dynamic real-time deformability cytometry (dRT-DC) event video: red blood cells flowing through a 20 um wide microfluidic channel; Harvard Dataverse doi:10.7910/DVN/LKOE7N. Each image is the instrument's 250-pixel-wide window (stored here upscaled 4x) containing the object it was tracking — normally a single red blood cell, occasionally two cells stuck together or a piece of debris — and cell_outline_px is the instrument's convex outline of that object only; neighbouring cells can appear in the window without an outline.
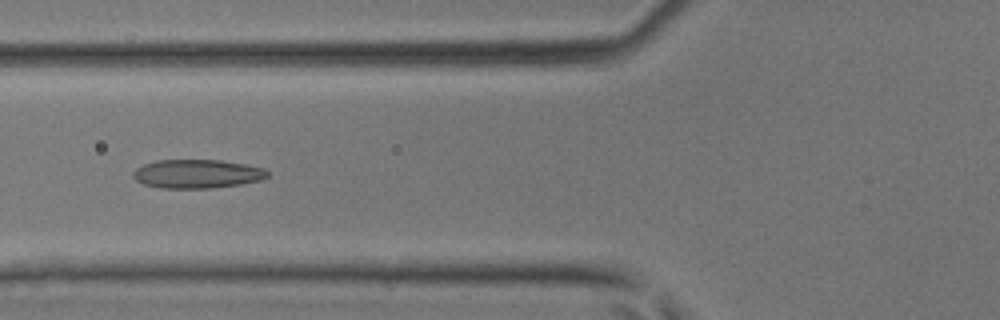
{"species": "common noctule bat (a hibernating species)", "species_latin": "Nyctalus noctula", "temperature_condition": "room temperature", "stored_images_in_passage": 45, "camera_frame_rate_fps": 3000, "um_per_image_px": 0.085, "animal": {"sex": "male", "body_mass_g": 17.9, "forearm_length_mm": 54.2}, "frame": {"image": 1, "passage_image": 18, "time_ms": 5.667, "image_size_px": [1000, 320], "cell_outline_px": [[268, 176], [260, 180], [240, 184], [212, 188], [160, 188], [144, 184], [136, 180], [132, 176], [132, 172], [136, 168], [144, 164], [156, 160], [220, 160], [244, 164], [264, 168], [268, 172]], "centroid_in_image_um": [16.73, 14.77], "position_along_channel_um": 109.1, "area_um2": 22.48}}
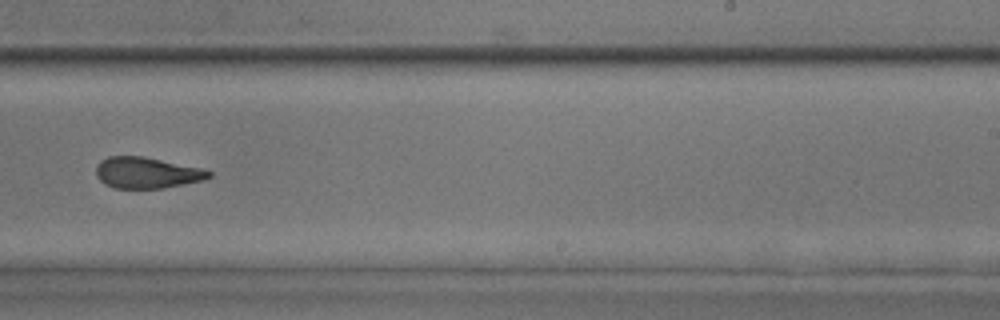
{"frame": {"image": 2, "passage_image": 29, "time_ms": 9.333, "image_size_px": [1000, 320], "cell_outline_px": [[212, 176], [204, 180], [164, 188], [116, 188], [104, 184], [96, 176], [96, 168], [100, 160], [108, 156], [144, 156], [200, 168], [212, 172]], "centroid_in_image_um": [12.46, 14.68], "position_along_channel_um": 276.5, "area_um2": 20.46}}
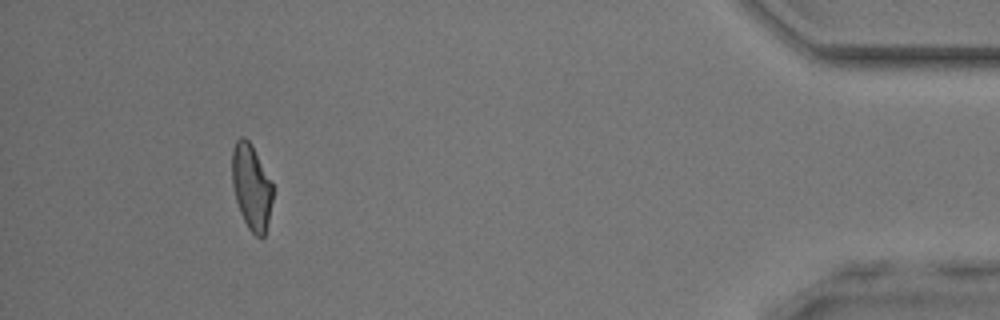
{"frame": {"image": 3, "passage_image": 42, "time_ms": 13.667, "image_size_px": [1000, 320], "cell_outline_px": [[272, 200], [268, 220], [264, 236], [256, 236], [248, 228], [240, 212], [236, 200], [232, 184], [232, 148], [236, 140], [240, 136], [244, 136], [252, 144], [272, 184]], "centroid_in_image_um": [21.34, 15.84], "position_along_channel_um": 413.9, "area_um2": 20.06}}